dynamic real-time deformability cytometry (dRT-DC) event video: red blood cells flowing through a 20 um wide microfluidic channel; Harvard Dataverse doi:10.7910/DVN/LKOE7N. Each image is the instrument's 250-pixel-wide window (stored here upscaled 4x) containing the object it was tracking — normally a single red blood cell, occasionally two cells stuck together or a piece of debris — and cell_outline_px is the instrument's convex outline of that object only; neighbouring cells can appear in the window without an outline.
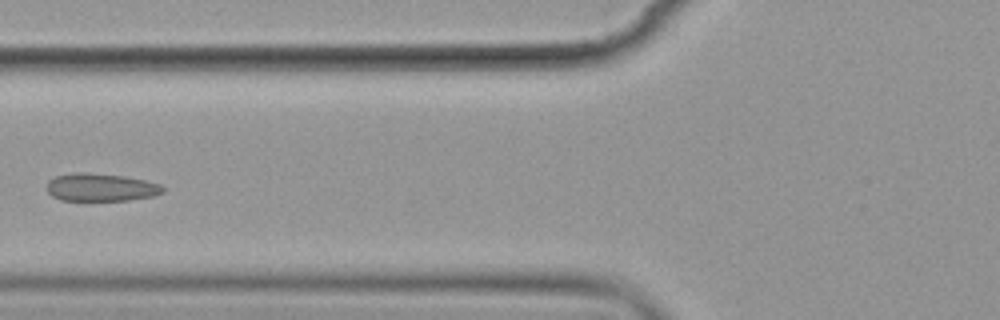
{"species": "common noctule bat (a hibernating species)", "species_latin": "Nyctalus noctula", "temperature_condition": "cold", "stored_images_in_passage": 15, "camera_frame_rate_fps": 3000, "um_per_image_px": 0.085, "animal": {"sex": "female", "body_mass_g": 19.9}, "frame": {"image": 1, "passage_image": 6, "time_ms": 6.667, "image_size_px": [1000, 320], "cell_outline_px": [[164, 192], [152, 196], [128, 200], [60, 200], [52, 196], [48, 192], [48, 180], [56, 176], [76, 172], [84, 172], [124, 176], [144, 180], [160, 184], [164, 188]], "centroid_in_image_um": [8.56, 15.92], "position_along_channel_um": 117.2, "area_um2": 18.67}}
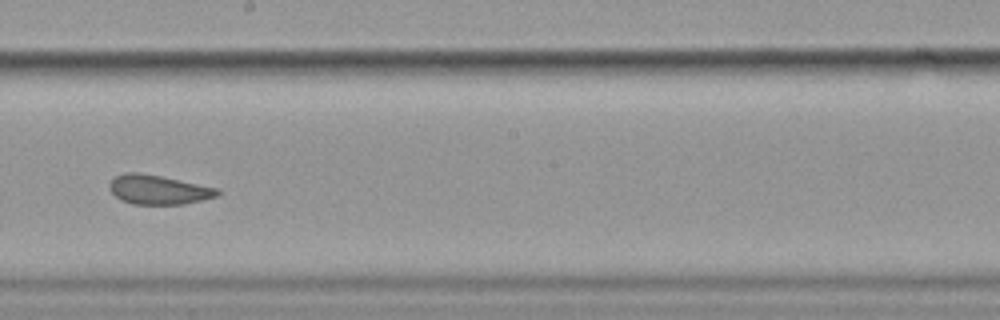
{"frame": {"image": 2, "passage_image": 9, "time_ms": 10.0, "image_size_px": [1000, 320], "cell_outline_px": [[220, 192], [216, 196], [204, 200], [184, 204], [132, 204], [120, 200], [108, 188], [108, 184], [116, 176], [128, 172], [136, 172], [160, 176], [220, 188]], "centroid_in_image_um": [13.48, 16.13], "position_along_channel_um": 234.7, "area_um2": 18.44}}
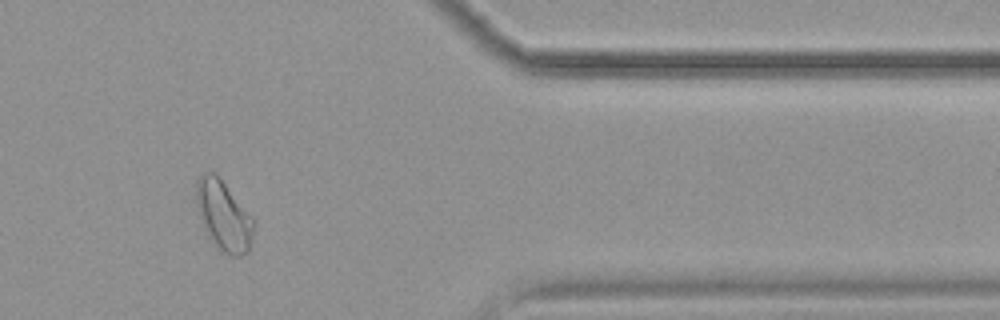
{"frame": {"image": 3, "passage_image": 13, "time_ms": 15.0, "image_size_px": [1000, 320], "cell_outline_px": [[256, 220], [248, 252], [240, 256], [232, 256], [216, 248], [204, 228], [200, 220], [196, 204], [196, 180], [204, 172], [216, 172]], "centroid_in_image_um": [19.01, 18.31], "position_along_channel_um": 392.4, "area_um2": 23.76}, "authors_computed_cell_mechanics": {"area_um2": 19.9988, "velocity_mm_per_s": 3.5316, "shape_relaxation_time_tau1_ms": 9.0929, "shape_relaxation_time_tau2_ms": null, "deformation_change_tau1": 0.1368, "deformation_change_tau2": null}}